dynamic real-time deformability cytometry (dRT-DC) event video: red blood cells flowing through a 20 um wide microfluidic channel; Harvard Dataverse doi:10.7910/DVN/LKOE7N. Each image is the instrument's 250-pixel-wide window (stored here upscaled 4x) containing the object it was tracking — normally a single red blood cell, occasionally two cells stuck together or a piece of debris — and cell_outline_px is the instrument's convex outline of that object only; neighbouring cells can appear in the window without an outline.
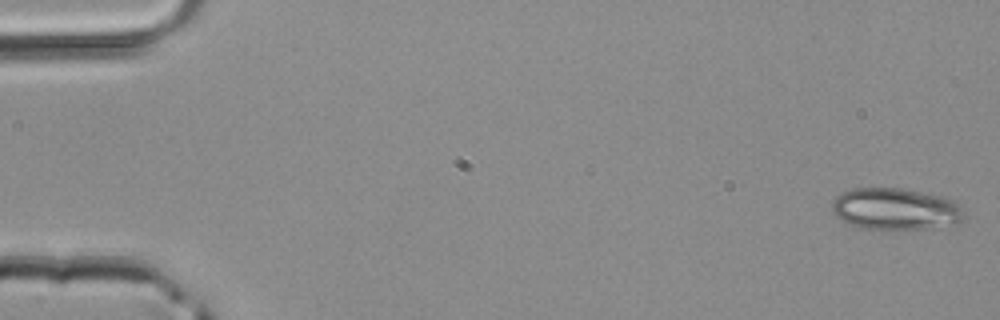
{"species": "common noctule bat (a hibernating species)", "species_latin": "Nyctalus noctula", "temperature_condition": "room temperature", "stored_images_in_passage": 5, "camera_frame_rate_fps": 3000, "um_per_image_px": 0.085, "animal": {"sex": "male", "body_mass_g": 20.4}, "frame": {"image": 1, "passage_image": 1, "time_ms": 0.0, "image_size_px": [1000, 320], "cell_outline_px": [[964, 216], [956, 224], [932, 228], [884, 232], [864, 228], [848, 224], [840, 220], [832, 212], [832, 200], [840, 192], [852, 188], [900, 188], [940, 196], [952, 200], [964, 212]], "centroid_in_image_um": [76.05, 17.8], "position_along_channel_um": 9.0, "area_um2": 32.83}}